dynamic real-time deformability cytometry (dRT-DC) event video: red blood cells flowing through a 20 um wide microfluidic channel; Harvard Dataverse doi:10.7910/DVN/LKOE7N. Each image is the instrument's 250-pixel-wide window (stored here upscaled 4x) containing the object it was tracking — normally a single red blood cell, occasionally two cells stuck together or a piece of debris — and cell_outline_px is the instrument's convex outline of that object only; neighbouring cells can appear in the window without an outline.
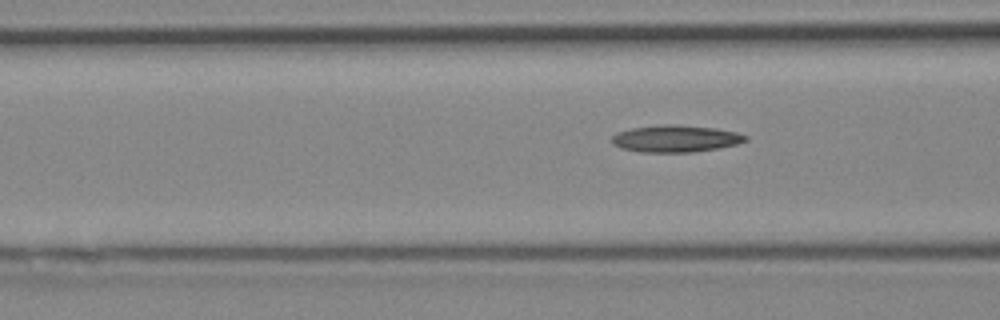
{"species": "Egyptian fruit bat (a non-hibernating species)", "species_latin": "Rousettus aegyptiacus", "temperature_condition": "cold", "stored_images_in_passage": 4, "segment_of_instrument_passage": [2, 2], "camera_frame_rate_fps": 3000, "um_per_image_px": 0.085, "animal": {"sex": "female"}, "frame": {"image": 1, "passage_image": 4, "time_ms": 1.0, "image_size_px": [1000, 320], "cell_outline_px": [[748, 140], [736, 144], [720, 148], [692, 152], [640, 152], [620, 148], [612, 144], [612, 136], [616, 132], [632, 128], [664, 124], [676, 124], [716, 128], [736, 132], [748, 136]], "centroid_in_image_um": [57.42, 11.78], "position_along_channel_um": 109.2, "area_um2": 21.15}}